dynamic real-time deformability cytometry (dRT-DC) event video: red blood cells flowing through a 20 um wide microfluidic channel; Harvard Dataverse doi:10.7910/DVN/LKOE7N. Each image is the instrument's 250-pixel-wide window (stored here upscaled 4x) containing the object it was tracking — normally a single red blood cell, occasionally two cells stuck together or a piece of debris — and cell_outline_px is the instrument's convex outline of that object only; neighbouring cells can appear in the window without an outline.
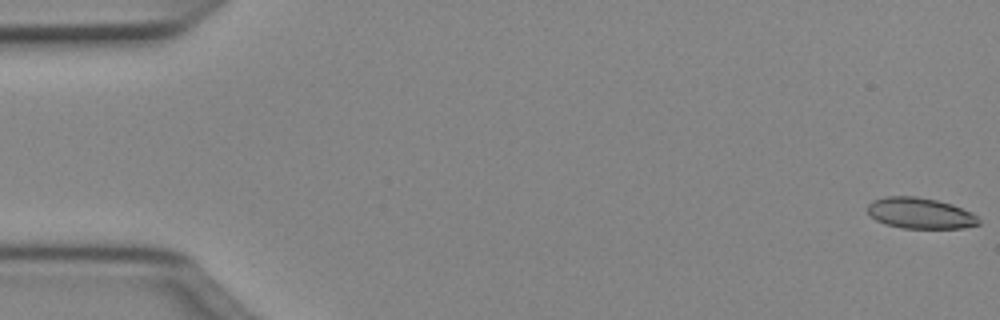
{"species": "Egyptian fruit bat (a non-hibernating species)", "species_latin": "Rousettus aegyptiacus", "temperature_condition": "cold", "stored_images_in_passage": 50, "camera_frame_rate_fps": 3000, "um_per_image_px": 0.085, "animal": {"sex": "female"}, "frame": {"image": 1, "passage_image": 1, "time_ms": 0.0, "image_size_px": [1000, 320], "cell_outline_px": [[980, 224], [964, 228], [900, 228], [884, 224], [876, 220], [868, 212], [868, 204], [872, 200], [884, 196], [916, 196], [936, 200], [952, 204], [972, 212], [980, 220]], "centroid_in_image_um": [78.21, 18.12], "position_along_channel_um": 6.8, "area_um2": 20.17}}
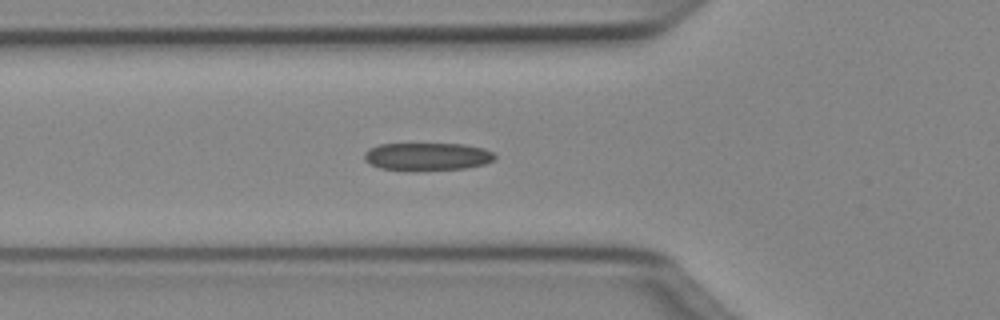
{"frame": {"image": 2, "passage_image": 18, "time_ms": 5.667, "image_size_px": [1000, 320], "cell_outline_px": [[496, 156], [492, 160], [484, 164], [464, 168], [416, 172], [412, 172], [380, 168], [364, 160], [364, 152], [368, 148], [380, 144], [464, 144], [484, 148], [492, 152]], "centroid_in_image_um": [36.28, 13.32], "position_along_channel_um": 89.5, "area_um2": 21.5}}
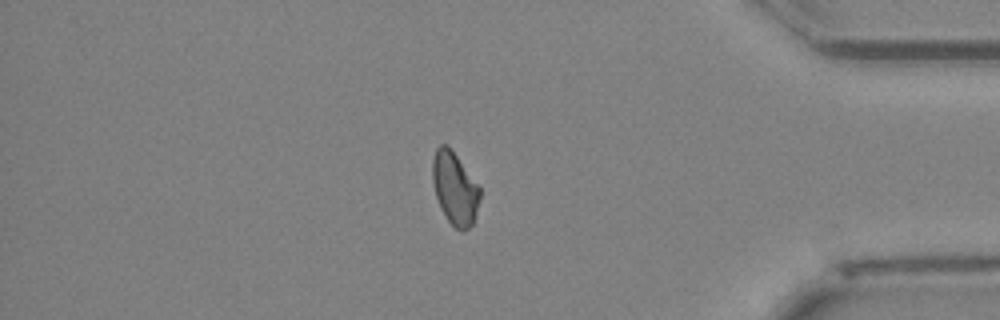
{"frame": {"image": 3, "passage_image": 43, "time_ms": 14.0, "image_size_px": [1000, 320], "cell_outline_px": [[480, 200], [472, 224], [464, 232], [460, 232], [448, 220], [440, 208], [436, 196], [432, 180], [432, 160], [436, 148], [440, 144], [448, 144], [480, 184]], "centroid_in_image_um": [38.67, 15.97], "position_along_channel_um": 396.5, "area_um2": 20.46}, "authors_computed_cell_mechanics": {"area_um2": 20.7791, "velocity_mm_per_s": 4.0478, "shape_relaxation_time_tau1_ms": null, "shape_relaxation_time_tau2_ms": 6.335, "deformation_change_tau1": null, "deformation_change_tau2": 0.1287}}